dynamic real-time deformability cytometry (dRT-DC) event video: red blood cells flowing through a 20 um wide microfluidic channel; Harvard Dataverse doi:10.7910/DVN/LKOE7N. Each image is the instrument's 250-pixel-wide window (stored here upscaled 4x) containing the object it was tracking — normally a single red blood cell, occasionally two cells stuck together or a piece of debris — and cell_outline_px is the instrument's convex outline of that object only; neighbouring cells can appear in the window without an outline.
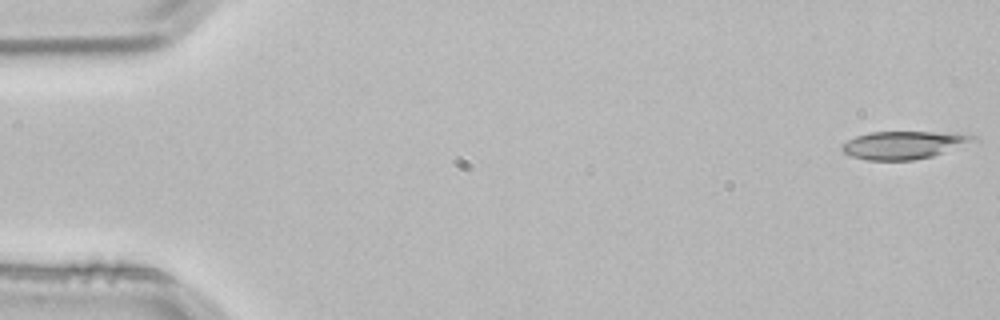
{"species": "common noctule bat (a hibernating species)", "species_latin": "Nyctalus noctula", "temperature_condition": "room temperature", "stored_images_in_passage": 4, "segment_of_instrument_passage": [2, 2], "camera_frame_rate_fps": 3000, "um_per_image_px": 0.085, "animal": {"sex": "male", "body_mass_g": 21.5, "forearm_length_mm": 52.0}, "frame": {"image": 1, "passage_image": 4, "time_ms": 1.0, "image_size_px": [1000, 320], "cell_outline_px": [[980, 140], [932, 156], [912, 160], [864, 160], [852, 156], [844, 152], [840, 148], [840, 144], [856, 136], [872, 132], [968, 132], [976, 136]], "centroid_in_image_um": [76.89, 12.31], "position_along_channel_um": 8.1, "area_um2": 21.62}}